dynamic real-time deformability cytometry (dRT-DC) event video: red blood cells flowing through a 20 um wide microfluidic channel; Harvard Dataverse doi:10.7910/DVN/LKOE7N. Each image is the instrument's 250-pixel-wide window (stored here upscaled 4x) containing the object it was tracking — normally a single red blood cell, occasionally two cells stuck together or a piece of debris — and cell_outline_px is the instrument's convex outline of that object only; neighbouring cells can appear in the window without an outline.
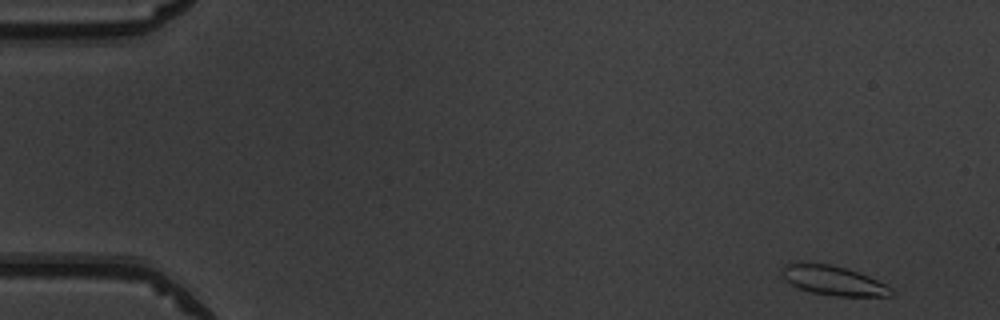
{"species": "common noctule bat (a hibernating species)", "species_latin": "Nyctalus noctula", "temperature_condition": "warm", "stored_images_in_passage": 24, "camera_frame_rate_fps": 3000, "um_per_image_px": 0.085, "animal": {"sex": "male", "body_mass_g": 19.5, "forearm_length_mm": 54.6}, "frame": {"image": 1, "passage_image": 1, "time_ms": 0.0, "image_size_px": [1000, 320], "cell_outline_px": [[896, 292], [892, 296], [836, 296], [812, 292], [796, 288], [780, 272], [784, 264], [828, 264], [844, 268], [868, 276], [892, 288]], "centroid_in_image_um": [70.87, 23.87], "position_along_channel_um": 14.1, "area_um2": 18.26}}
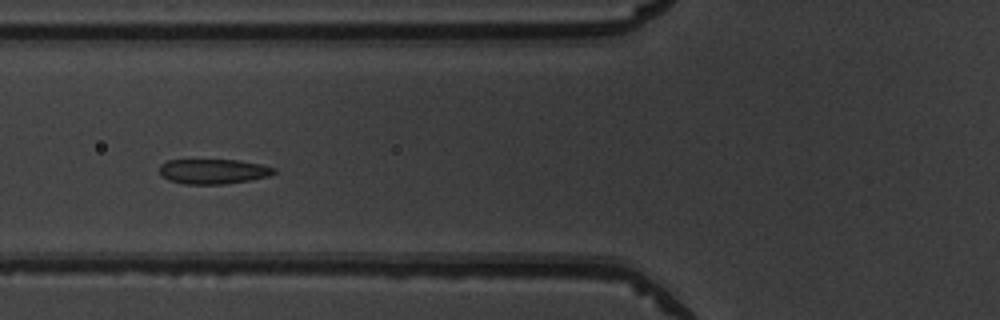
{"frame": {"image": 2, "passage_image": 18, "time_ms": 5.667, "image_size_px": [1000, 320], "cell_outline_px": [[276, 172], [268, 176], [252, 180], [224, 184], [184, 184], [168, 180], [160, 176], [160, 164], [168, 160], [236, 160], [264, 164], [276, 168]], "centroid_in_image_um": [18.14, 14.57], "position_along_channel_um": 107.7, "area_um2": 16.82}}
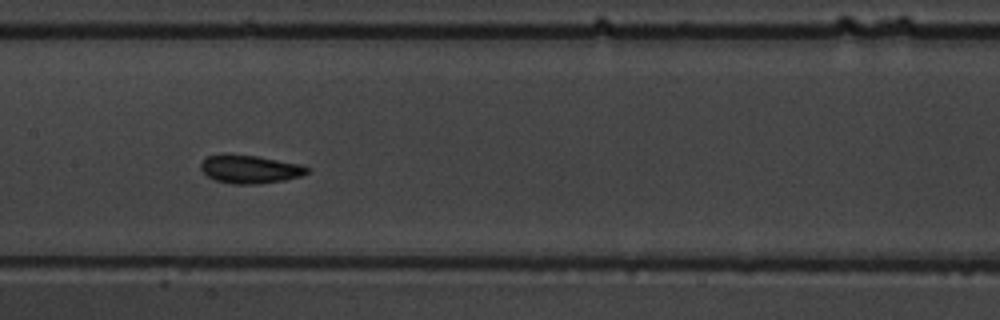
{"frame": {"image": 3, "passage_image": 24, "time_ms": 7.667, "image_size_px": [1000, 320], "cell_outline_px": [[312, 168], [308, 172], [300, 176], [284, 180], [256, 184], [232, 184], [216, 180], [208, 176], [200, 168], [200, 164], [208, 156], [220, 152], [224, 152], [256, 156], [304, 164]], "centroid_in_image_um": [21.25, 14.35], "position_along_channel_um": 186.1, "area_um2": 17.86}}